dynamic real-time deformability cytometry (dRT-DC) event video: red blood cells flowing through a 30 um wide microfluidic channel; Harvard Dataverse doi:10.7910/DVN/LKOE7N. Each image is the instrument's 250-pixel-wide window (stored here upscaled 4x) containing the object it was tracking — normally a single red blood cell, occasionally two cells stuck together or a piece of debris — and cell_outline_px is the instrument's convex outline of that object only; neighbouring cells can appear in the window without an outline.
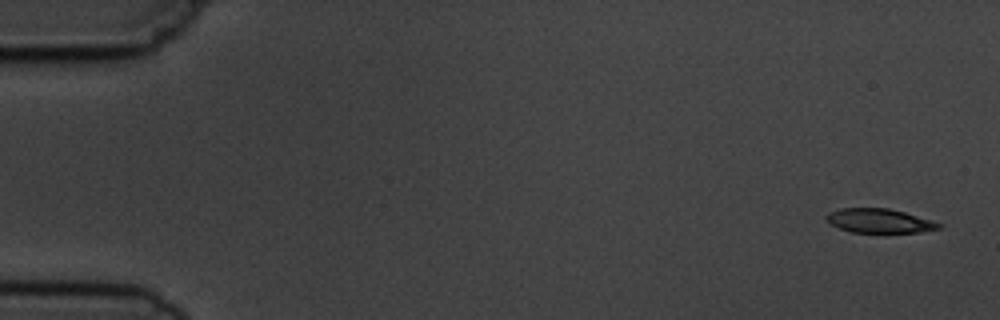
{"species": "common noctule bat (a hibernating species)", "species_latin": "Nyctalus noctula", "temperature_condition": "cold", "stored_images_in_passage": 5, "camera_frame_rate_fps": 3000, "um_per_image_px": 0.085, "animal": {"sex": "male", "body_mass_g": 19.5, "forearm_length_mm": 54.6}, "frame": {"image": 1, "passage_image": 1, "time_ms": 0.0, "image_size_px": [1000, 320], "cell_outline_px": [[944, 224], [940, 228], [920, 232], [852, 232], [840, 228], [832, 224], [824, 216], [828, 212], [840, 208], [888, 208], [904, 212], [932, 220]], "centroid_in_image_um": [74.76, 18.76], "position_along_channel_um": 10.2, "area_um2": 15.72}}
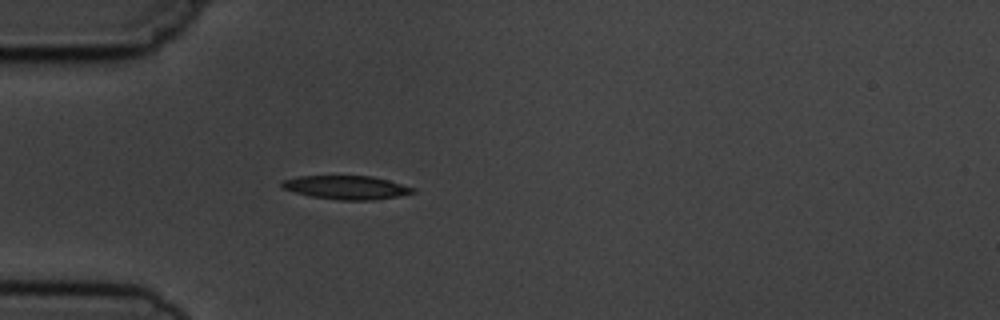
{"frame": {"image": 2, "passage_image": 5, "time_ms": 4.667, "image_size_px": [1000, 320], "cell_outline_px": [[416, 192], [396, 196], [372, 200], [340, 200], [312, 196], [296, 192], [284, 188], [280, 184], [280, 180], [300, 176], [372, 176], [388, 180], [416, 188]], "centroid_in_image_um": [29.45, 15.92], "position_along_channel_um": 55.5, "area_um2": 17.86}}